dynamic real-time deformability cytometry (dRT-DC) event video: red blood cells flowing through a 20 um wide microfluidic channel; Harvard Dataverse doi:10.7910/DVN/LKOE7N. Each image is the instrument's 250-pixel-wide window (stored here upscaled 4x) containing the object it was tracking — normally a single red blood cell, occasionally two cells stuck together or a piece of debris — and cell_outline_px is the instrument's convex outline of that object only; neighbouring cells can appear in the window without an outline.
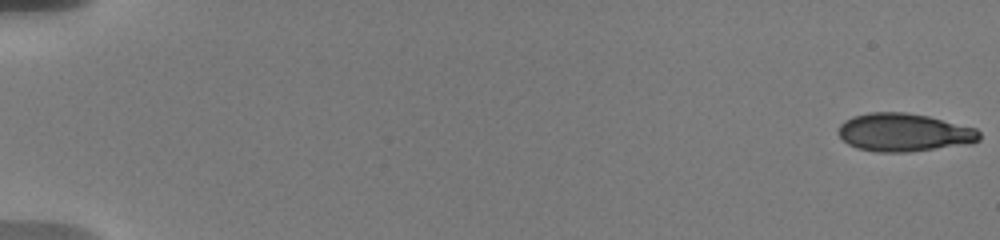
{"species": "human", "species_latin": "Homo sapiens", "temperature_condition": "warm", "stored_images_in_passage": 92, "camera_frame_rate_fps": 3000, "um_per_image_px": 0.085, "donor": {"sex": "male"}, "frame": {"image": 1, "passage_image": 1, "time_ms": 0.0, "image_size_px": [1000, 240], "cell_outline_px": [[980, 140], [972, 144], [908, 152], [876, 152], [856, 148], [848, 144], [840, 136], [840, 124], [844, 120], [852, 116], [868, 112], [904, 112], [928, 116], [976, 128], [980, 132]], "centroid_in_image_um": [76.86, 11.26], "position_along_channel_um": 8.1, "area_um2": 31.5}}
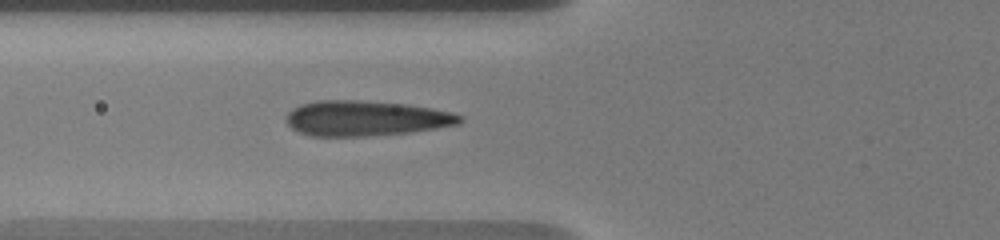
{"frame": {"image": 2, "passage_image": 43, "time_ms": 7.333, "image_size_px": [1000, 240], "cell_outline_px": [[464, 120], [460, 124], [436, 128], [408, 132], [364, 136], [308, 136], [292, 128], [284, 120], [284, 116], [292, 108], [300, 104], [316, 100], [356, 100], [404, 104], [432, 108], [452, 112], [464, 116]], "centroid_in_image_um": [31.06, 10.05], "position_along_channel_um": 94.7, "area_um2": 35.84}}
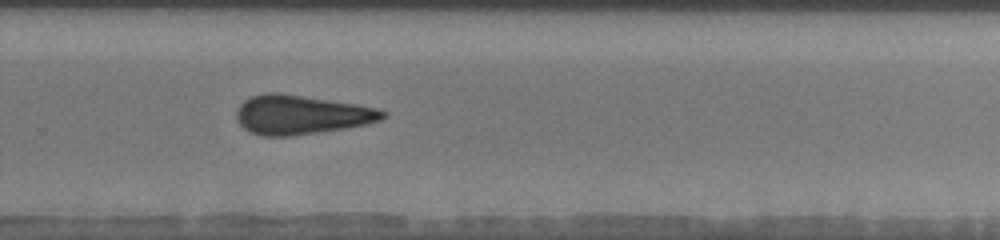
{"frame": {"image": 3, "passage_image": 74, "time_ms": 13.0, "image_size_px": [1000, 240], "cell_outline_px": [[388, 112], [380, 120], [368, 124], [344, 128], [292, 136], [260, 136], [244, 128], [236, 120], [236, 108], [244, 100], [252, 96], [264, 92], [280, 92], [356, 104], [380, 108]], "centroid_in_image_um": [25.58, 9.74], "position_along_channel_um": 304.2, "area_um2": 33.58}, "authors_computed_cell_mechanics": {"area_um2": 32.8593, "velocity_mm_per_s": 3.7017, "shape_relaxation_time_tau1_ms": 4.8774, "shape_relaxation_time_tau2_ms": 8.4565, "deformation_change_tau1": 0.1063, "deformation_change_tau2": 0.1038}}